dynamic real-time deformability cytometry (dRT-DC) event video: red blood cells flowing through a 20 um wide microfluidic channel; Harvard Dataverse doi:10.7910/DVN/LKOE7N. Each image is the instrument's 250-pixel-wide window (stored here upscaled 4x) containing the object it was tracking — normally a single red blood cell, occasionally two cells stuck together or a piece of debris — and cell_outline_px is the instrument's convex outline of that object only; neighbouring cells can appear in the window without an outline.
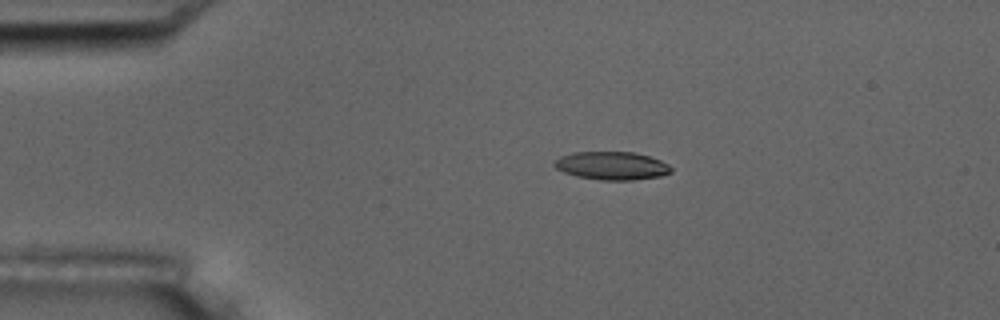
{"species": "common noctule bat (a hibernating species)", "species_latin": "Nyctalus noctula", "temperature_condition": "room temperature", "stored_images_in_passage": 7, "camera_frame_rate_fps": 3000, "um_per_image_px": 0.085, "animal": {"sex": "male", "body_mass_g": 17.5, "forearm_length_mm": 52.3}, "frame": {"image": 1, "passage_image": 4, "time_ms": 3.333, "image_size_px": [1000, 320], "cell_outline_px": [[672, 172], [660, 176], [632, 180], [600, 180], [576, 176], [564, 172], [556, 168], [552, 164], [560, 156], [572, 152], [636, 152], [660, 160], [668, 164], [672, 168]], "centroid_in_image_um": [52.0, 14.08], "position_along_channel_um": 33.0, "area_um2": 19.19}}
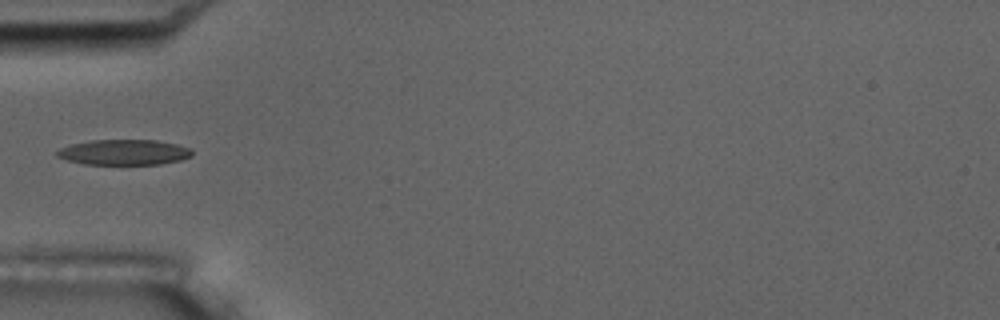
{"frame": {"image": 2, "passage_image": 6, "time_ms": 5.667, "image_size_px": [1000, 320], "cell_outline_px": [[192, 156], [180, 160], [160, 164], [84, 164], [68, 160], [56, 156], [56, 152], [60, 148], [72, 144], [92, 140], [156, 140], [176, 144], [188, 148], [192, 152]], "centroid_in_image_um": [10.53, 12.94], "position_along_channel_um": 74.5, "area_um2": 19.83}}